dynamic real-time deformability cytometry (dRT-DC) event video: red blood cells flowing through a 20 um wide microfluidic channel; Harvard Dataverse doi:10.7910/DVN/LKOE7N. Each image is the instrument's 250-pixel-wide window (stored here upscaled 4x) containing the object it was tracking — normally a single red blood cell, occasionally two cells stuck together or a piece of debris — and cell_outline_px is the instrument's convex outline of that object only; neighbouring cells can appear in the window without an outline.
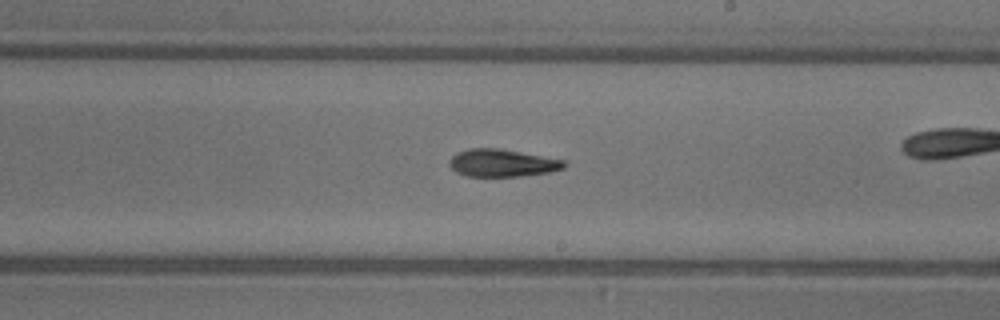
{"species": "common noctule bat (a hibernating species)", "species_latin": "Nyctalus noctula", "temperature_condition": "warm", "stored_images_in_passage": 48, "camera_frame_rate_fps": 3000, "um_per_image_px": 0.085, "animal": {"sex": "female"}, "frame": {"image": 1, "passage_image": 28, "time_ms": 9.0, "image_size_px": [1000, 320], "cell_outline_px": [[568, 164], [564, 168], [548, 172], [520, 176], [468, 176], [456, 172], [448, 164], [448, 160], [456, 152], [468, 148], [500, 148], [568, 160]], "centroid_in_image_um": [42.71, 13.83], "position_along_channel_um": 246.3, "area_um2": 18.67}}
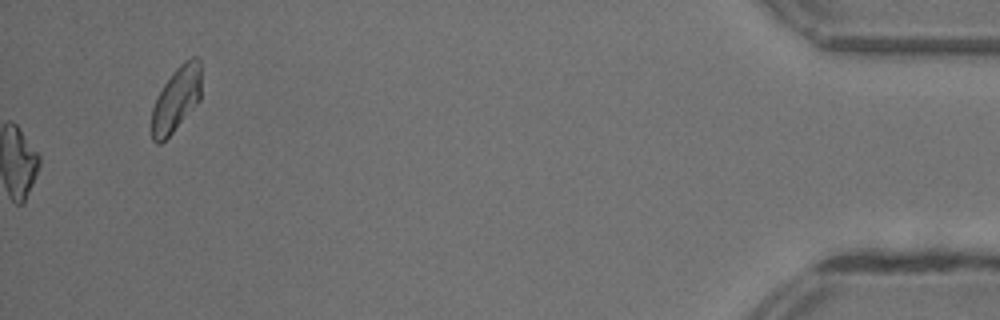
{"frame": {"image": 2, "passage_image": 48, "time_ms": 15.667, "image_size_px": [1000, 320], "cell_outline_px": [[200, 100], [172, 132], [160, 144], [156, 144], [152, 140], [152, 108], [156, 96], [172, 72], [184, 60], [192, 56], [196, 56], [200, 60]], "centroid_in_image_um": [14.97, 8.4], "position_along_channel_um": 420.2, "area_um2": 18.67}, "authors_computed_cell_mechanics": {"area_um2": 18.0914, "velocity_mm_per_s": 4.4214, "shape_relaxation_time_tau1_ms": 3.9329, "shape_relaxation_time_tau2_ms": null, "deformation_change_tau1": 0.1496, "deformation_change_tau2": null}}